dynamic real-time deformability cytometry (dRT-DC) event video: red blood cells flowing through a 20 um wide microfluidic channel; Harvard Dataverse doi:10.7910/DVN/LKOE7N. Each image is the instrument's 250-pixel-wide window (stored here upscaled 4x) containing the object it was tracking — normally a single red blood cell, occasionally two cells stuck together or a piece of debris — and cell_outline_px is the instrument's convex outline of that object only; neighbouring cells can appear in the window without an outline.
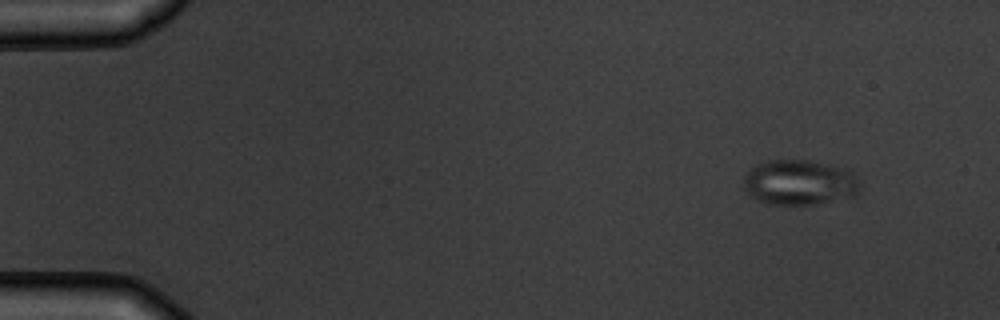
{"species": "common noctule bat (a hibernating species)", "species_latin": "Nyctalus noctula", "temperature_condition": "warm", "stored_images_in_passage": 9, "camera_frame_rate_fps": 3000, "um_per_image_px": 0.085, "animal": {"sex": "male", "body_mass_g": 19.5, "forearm_length_mm": 54.6}, "frame": {"image": 1, "passage_image": 1, "time_ms": 0.0, "image_size_px": [1000, 320], "cell_outline_px": [[860, 192], [856, 196], [812, 204], [768, 204], [756, 200], [744, 188], [744, 176], [756, 164], [768, 160], [808, 160], [828, 164], [840, 168], [848, 172], [860, 184]], "centroid_in_image_um": [67.92, 15.51], "position_along_channel_um": 17.1, "area_um2": 30.29}}
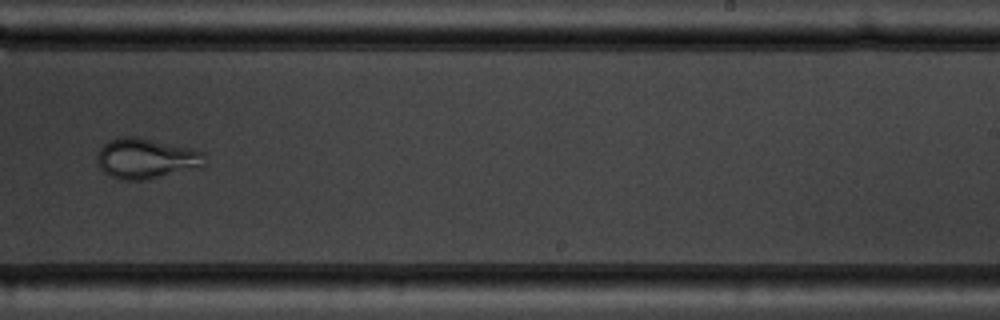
{"frame": {"image": 2, "passage_image": 9, "time_ms": 10.0, "image_size_px": [1000, 320], "cell_outline_px": [[204, 164], [200, 168], [148, 180], [120, 180], [108, 176], [100, 168], [96, 156], [100, 148], [108, 140], [120, 136], [136, 136], [192, 148], [204, 152]], "centroid_in_image_um": [12.41, 13.48], "position_along_channel_um": 276.6, "area_um2": 25.78}}